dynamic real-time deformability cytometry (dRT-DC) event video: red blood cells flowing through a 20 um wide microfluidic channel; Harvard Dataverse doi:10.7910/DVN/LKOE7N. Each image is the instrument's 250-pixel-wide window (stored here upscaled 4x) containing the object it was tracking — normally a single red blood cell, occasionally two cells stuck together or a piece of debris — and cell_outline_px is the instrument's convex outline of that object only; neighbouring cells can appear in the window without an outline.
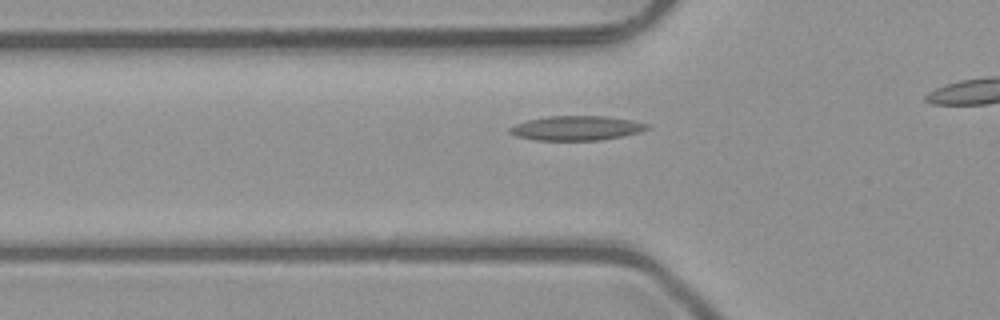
{"species": "common noctule bat (a hibernating species)", "species_latin": "Nyctalus noctula", "temperature_condition": "room temperature", "stored_images_in_passage": 33, "camera_frame_rate_fps": 3000, "um_per_image_px": 0.085, "animal": {"sex": "male", "body_mass_g": 23.1, "forearm_length_mm": 52.7}, "frame": {"image": 1, "passage_image": 9, "time_ms": 2.667, "image_size_px": [1000, 320], "cell_outline_px": [[648, 128], [640, 132], [600, 140], [536, 140], [516, 136], [508, 132], [508, 128], [516, 124], [528, 120], [548, 116], [608, 116], [632, 120], [648, 124]], "centroid_in_image_um": [48.98, 10.88], "position_along_channel_um": 76.8, "area_um2": 19.48}}
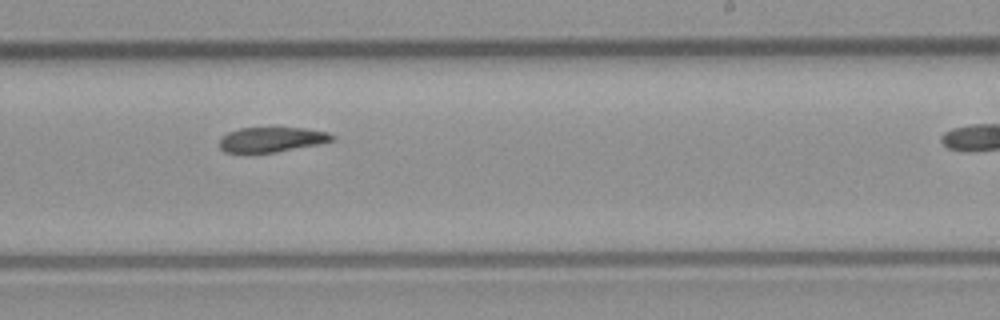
{"frame": {"image": 2, "passage_image": 23, "time_ms": 7.333, "image_size_px": [1000, 320], "cell_outline_px": [[336, 136], [332, 140], [320, 144], [276, 152], [224, 152], [220, 148], [220, 136], [228, 132], [240, 128], [304, 128], [328, 132]], "centroid_in_image_um": [23.09, 11.85], "position_along_channel_um": 265.9, "area_um2": 16.3}}
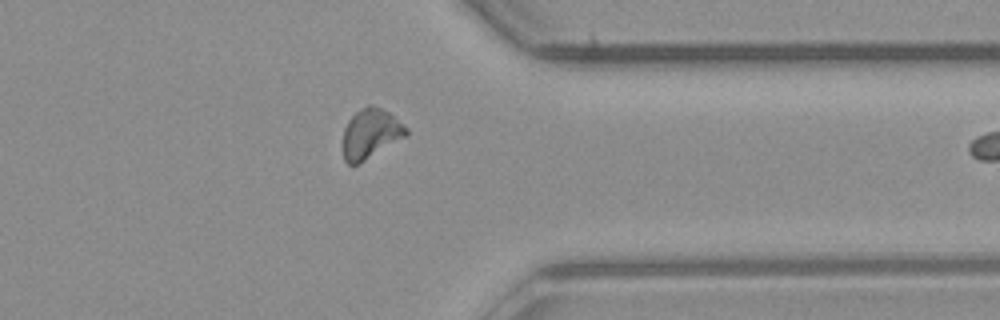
{"frame": {"image": 3, "passage_image": 32, "time_ms": 10.333, "image_size_px": [1000, 320], "cell_outline_px": [[408, 136], [356, 164], [348, 164], [344, 160], [344, 128], [348, 120], [360, 108], [368, 104], [372, 104], [388, 112], [408, 128]], "centroid_in_image_um": [31.52, 11.33], "position_along_channel_um": 379.9, "area_um2": 18.09}}